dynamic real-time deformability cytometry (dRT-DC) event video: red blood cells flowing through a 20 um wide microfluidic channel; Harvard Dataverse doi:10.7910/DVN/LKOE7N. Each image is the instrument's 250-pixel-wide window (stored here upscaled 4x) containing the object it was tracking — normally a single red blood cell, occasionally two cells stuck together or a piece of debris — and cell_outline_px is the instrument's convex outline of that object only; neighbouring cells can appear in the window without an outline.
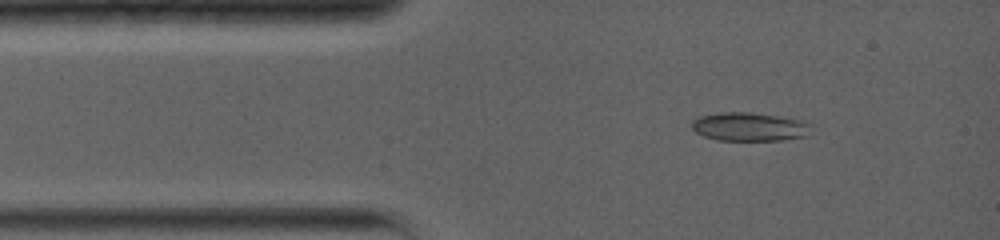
{"species": "common noctule bat (a hibernating species)", "species_latin": "Nyctalus noctula", "temperature_condition": "warm", "stored_images_in_passage": 40, "segment_of_instrument_passage": [1, 2], "camera_frame_rate_fps": 5000, "um_per_image_px": 0.085, "animal": {"sex": "female", "body_mass_g": 19.0, "forearm_length_mm": 56.7}, "frame": {"image": 1, "passage_image": 4, "time_ms": 1.2, "image_size_px": [1000, 240], "cell_outline_px": [[808, 124], [804, 136], [780, 140], [716, 140], [704, 136], [696, 132], [692, 128], [692, 120], [696, 116], [720, 112], [752, 112], [800, 120]], "centroid_in_image_um": [63.56, 10.76], "position_along_channel_um": 21.4, "area_um2": 19.54}}
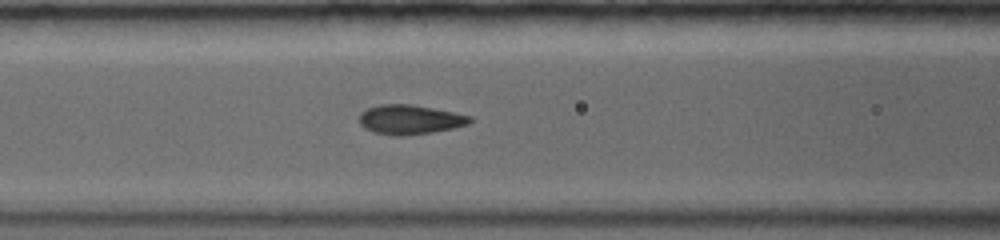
{"frame": {"image": 2, "passage_image": 14, "time_ms": 4.8, "image_size_px": [1000, 240], "cell_outline_px": [[472, 120], [468, 124], [452, 128], [432, 132], [404, 136], [392, 136], [376, 132], [364, 128], [360, 124], [360, 112], [368, 108], [380, 104], [412, 104], [472, 116]], "centroid_in_image_um": [34.82, 10.16], "position_along_channel_um": 131.8, "area_um2": 18.9}}
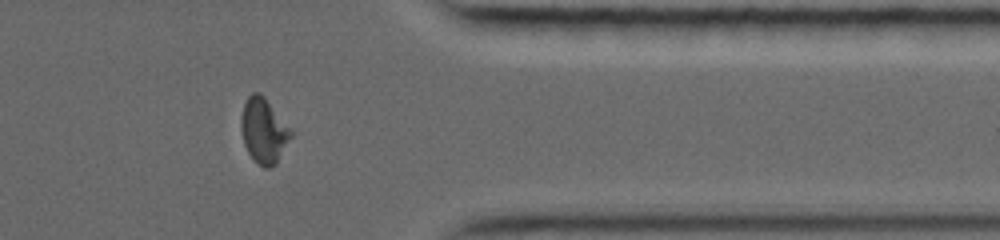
{"frame": {"image": 3, "passage_image": 30, "time_ms": 11.6, "image_size_px": [1000, 240], "cell_outline_px": [[292, 136], [276, 164], [268, 168], [264, 168], [248, 152], [244, 144], [240, 128], [240, 120], [244, 104], [248, 96], [252, 92], [260, 92], [264, 96], [292, 128]], "centroid_in_image_um": [22.43, 11.07], "position_along_channel_um": 389.0, "area_um2": 18.96}}